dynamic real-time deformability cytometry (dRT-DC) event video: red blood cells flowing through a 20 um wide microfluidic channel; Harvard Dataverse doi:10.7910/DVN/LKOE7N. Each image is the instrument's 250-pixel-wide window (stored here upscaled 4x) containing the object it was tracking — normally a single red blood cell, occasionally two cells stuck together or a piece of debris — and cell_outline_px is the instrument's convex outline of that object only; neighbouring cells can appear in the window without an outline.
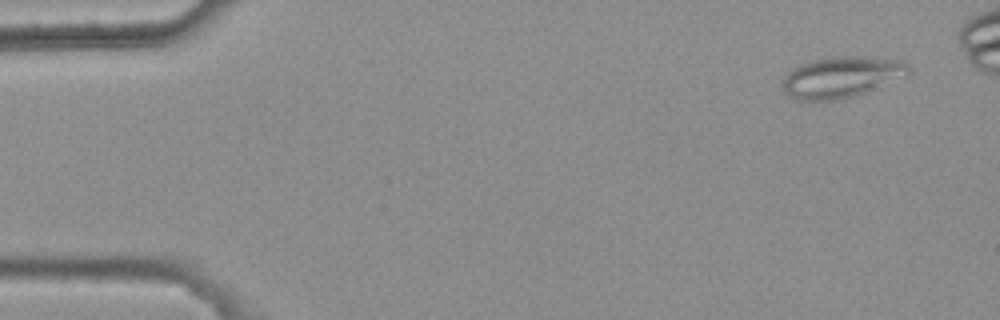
{"species": "common noctule bat (a hibernating species)", "species_latin": "Nyctalus noctula", "temperature_condition": "warm", "stored_images_in_passage": 5, "camera_frame_rate_fps": 3000, "um_per_image_px": 0.085, "animal": {"sex": "female", "body_mass_g": 25.1}, "frame": {"image": 1, "passage_image": 1, "time_ms": 0.0, "image_size_px": [1000, 320], "cell_outline_px": [[912, 72], [904, 76], [864, 92], [852, 96], [832, 100], [800, 100], [792, 96], [784, 88], [784, 76], [792, 68], [808, 60], [832, 56], [860, 56], [904, 60], [912, 68]], "centroid_in_image_um": [71.55, 6.51], "position_along_channel_um": 13.4, "area_um2": 29.88}}